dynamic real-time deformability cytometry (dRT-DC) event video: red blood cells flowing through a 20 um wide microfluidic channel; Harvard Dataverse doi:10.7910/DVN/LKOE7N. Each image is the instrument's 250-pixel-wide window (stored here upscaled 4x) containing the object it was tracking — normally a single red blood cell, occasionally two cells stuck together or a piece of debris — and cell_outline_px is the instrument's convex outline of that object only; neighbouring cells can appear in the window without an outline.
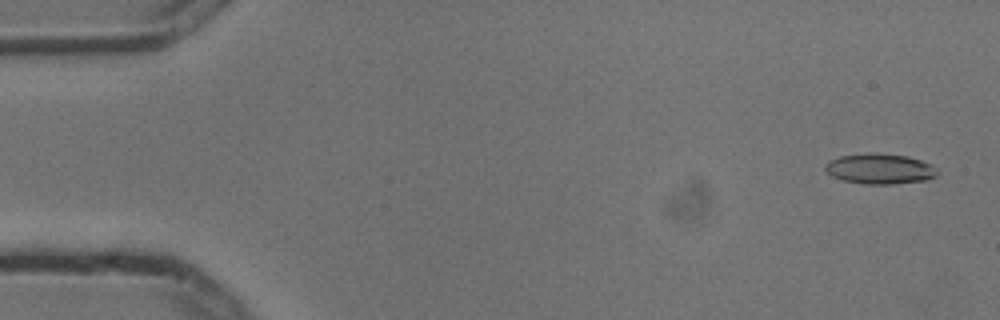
{"species": "common noctule bat (a hibernating species)", "species_latin": "Nyctalus noctula", "temperature_condition": "cold", "stored_images_in_passage": 6, "camera_frame_rate_fps": 3000, "um_per_image_px": 0.085, "animal": {"sex": "male", "body_mass_g": 13.3}, "frame": {"image": 1, "passage_image": 1, "time_ms": 0.0, "image_size_px": [1000, 320], "cell_outline_px": [[940, 172], [936, 176], [928, 180], [892, 184], [864, 184], [840, 180], [832, 176], [824, 168], [824, 164], [828, 160], [840, 156], [872, 152], [876, 152], [908, 156], [932, 164]], "centroid_in_image_um": [74.79, 14.34], "position_along_channel_um": 10.2, "area_um2": 20.23}}
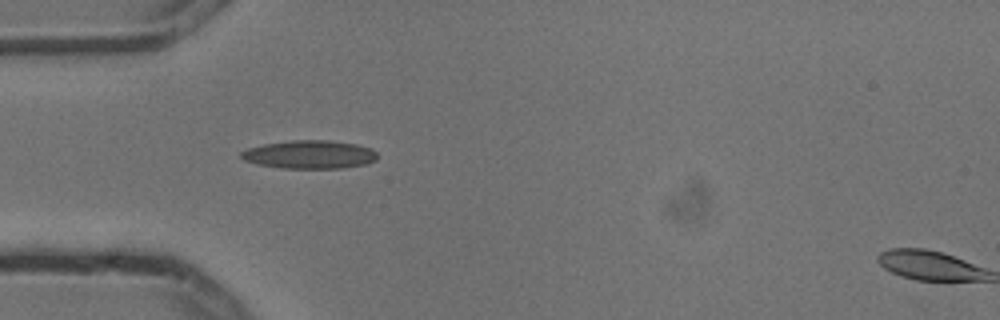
{"frame": {"image": 2, "passage_image": 5, "time_ms": 1.333, "image_size_px": [1000, 320], "cell_outline_px": [[376, 160], [368, 164], [340, 168], [280, 168], [260, 164], [244, 160], [240, 156], [240, 152], [248, 148], [264, 144], [292, 140], [328, 140], [356, 144], [372, 148], [376, 152]], "centroid_in_image_um": [26.34, 13.13], "position_along_channel_um": 58.7, "area_um2": 22.43}}